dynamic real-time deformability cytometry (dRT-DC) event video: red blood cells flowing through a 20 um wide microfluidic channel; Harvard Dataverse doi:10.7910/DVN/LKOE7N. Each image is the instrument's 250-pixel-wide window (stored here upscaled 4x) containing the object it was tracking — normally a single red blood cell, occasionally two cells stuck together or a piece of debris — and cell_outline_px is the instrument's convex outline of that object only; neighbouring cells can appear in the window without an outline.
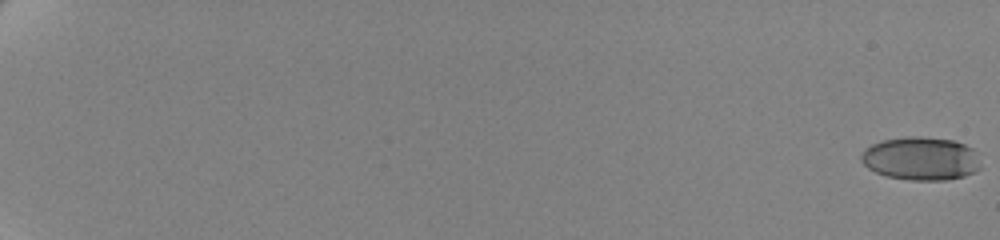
{"species": "human", "species_latin": "Homo sapiens", "temperature_condition": "cold", "stored_images_in_passage": 63, "camera_frame_rate_fps": 3000, "um_per_image_px": 0.085, "donor": {"sex": "female"}, "frame": {"image": 1, "passage_image": 1, "time_ms": 0.0, "image_size_px": [1000, 240], "cell_outline_px": [[980, 168], [976, 172], [964, 176], [944, 180], [908, 180], [888, 176], [876, 172], [868, 168], [860, 160], [860, 156], [864, 148], [872, 144], [884, 140], [908, 136], [920, 136], [952, 140], [964, 144], [972, 148], [980, 164]], "centroid_in_image_um": [78.25, 13.48], "position_along_channel_um": 6.7, "area_um2": 30.11}}
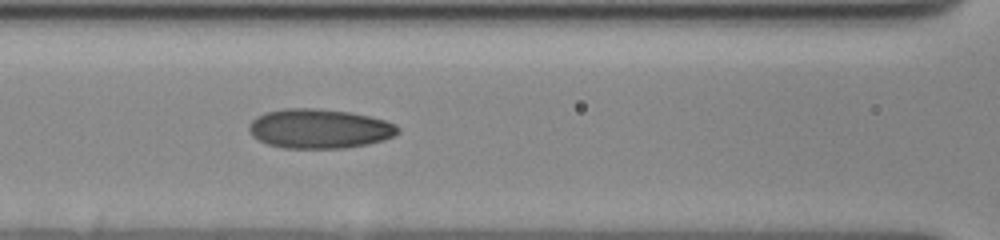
{"frame": {"image": 2, "passage_image": 33, "time_ms": 10.667, "image_size_px": [1000, 240], "cell_outline_px": [[400, 132], [384, 140], [368, 144], [344, 148], [284, 148], [268, 144], [252, 136], [248, 132], [248, 124], [256, 116], [264, 112], [284, 108], [320, 108], [348, 112], [368, 116], [384, 120], [396, 124], [400, 128]], "centroid_in_image_um": [27.12, 10.93], "position_along_channel_um": 139.5, "area_um2": 34.45}}
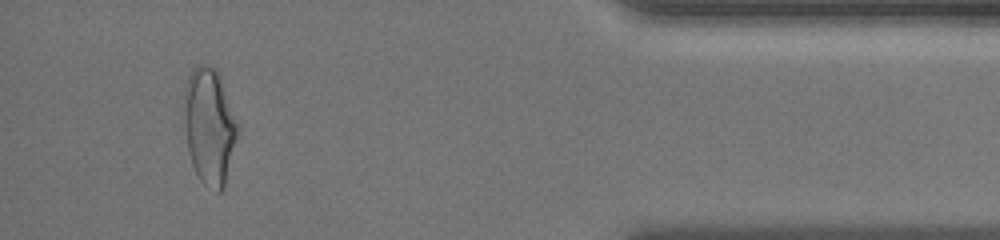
{"frame": {"image": 3, "passage_image": 60, "time_ms": 19.667, "image_size_px": [1000, 240], "cell_outline_px": [[240, 132], [224, 188], [220, 192], [216, 192], [204, 184], [200, 180], [192, 164], [188, 152], [180, 116], [180, 112], [184, 88], [188, 76], [192, 68], [196, 64], [204, 64], [216, 68], [220, 76], [240, 124]], "centroid_in_image_um": [17.78, 10.69], "position_along_channel_um": 417.4, "area_um2": 38.15}, "authors_computed_cell_mechanics": {"area_um2": 32.4258, "velocity_mm_per_s": 3.5011, "shape_relaxation_time_tau1_ms": 7.2898, "shape_relaxation_time_tau2_ms": 1.5263, "deformation_change_tau1": 0.1881, "deformation_change_tau2": 0.0744}}